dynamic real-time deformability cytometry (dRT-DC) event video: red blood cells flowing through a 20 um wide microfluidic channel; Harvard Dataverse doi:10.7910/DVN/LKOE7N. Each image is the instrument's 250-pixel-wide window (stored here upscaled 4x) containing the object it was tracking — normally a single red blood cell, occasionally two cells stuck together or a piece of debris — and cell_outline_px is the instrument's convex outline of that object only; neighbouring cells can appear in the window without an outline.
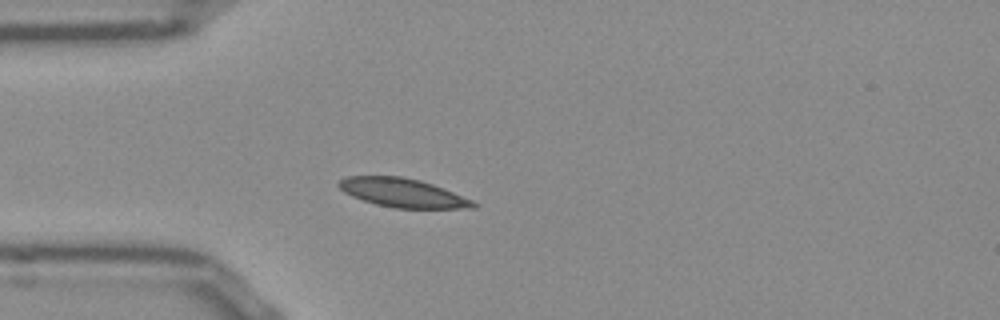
{"species": "Egyptian fruit bat (a non-hibernating species)", "species_latin": "Rousettus aegyptiacus", "temperature_condition": "room temperature", "stored_images_in_passage": 49, "camera_frame_rate_fps": 3000, "um_per_image_px": 0.085, "frame": {"image": 1, "passage_image": 11, "time_ms": 3.333, "image_size_px": [1000, 320], "cell_outline_px": [[480, 204], [476, 208], [392, 208], [376, 204], [352, 196], [344, 192], [336, 184], [344, 176], [400, 176], [420, 180], [432, 184], [472, 200]], "centroid_in_image_um": [34.22, 16.39], "position_along_channel_um": 50.8, "area_um2": 22.48}}
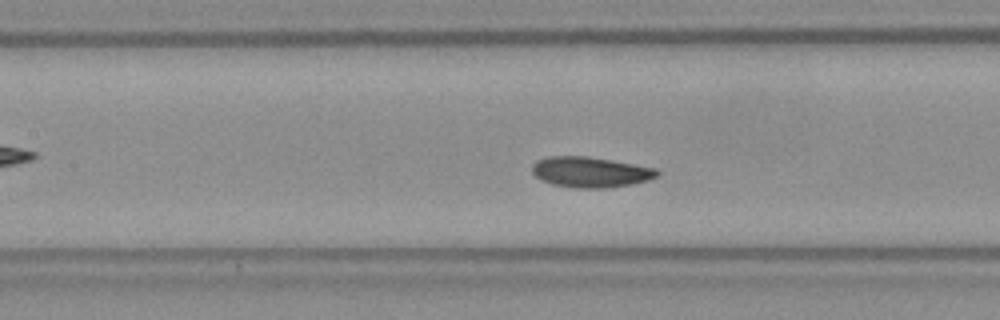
{"frame": {"image": 2, "passage_image": 20, "time_ms": 6.333, "image_size_px": [1000, 320], "cell_outline_px": [[660, 172], [656, 176], [648, 180], [632, 184], [608, 188], [576, 188], [552, 184], [540, 180], [532, 172], [532, 164], [536, 160], [548, 156], [588, 156], [656, 168]], "centroid_in_image_um": [50.16, 14.62], "position_along_channel_um": 157.2, "area_um2": 22.31}}
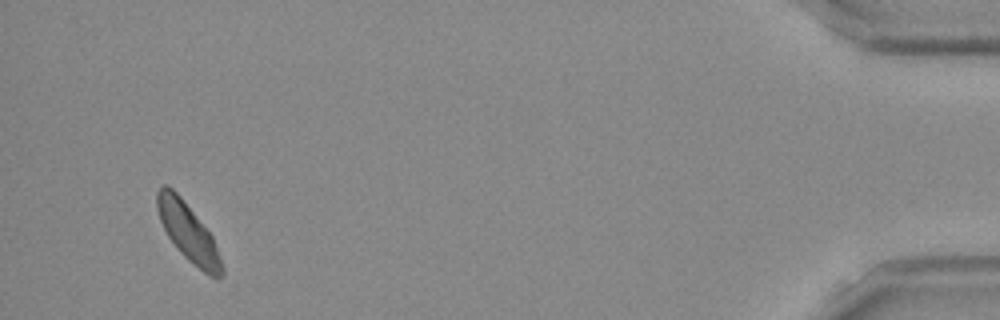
{"frame": {"image": 3, "passage_image": 47, "time_ms": 15.333, "image_size_px": [1000, 320], "cell_outline_px": [[224, 272], [220, 276], [208, 276], [188, 260], [180, 252], [168, 236], [160, 220], [156, 208], [156, 192], [160, 184], [168, 184], [180, 196], [212, 236], [224, 268]], "centroid_in_image_um": [15.95, 19.71], "position_along_channel_um": 419.2, "area_um2": 21.56}, "authors_computed_cell_mechanics": {"area_um2": 21.7328, "velocity_mm_per_s": 3.8085, "shape_relaxation_time_tau1_ms": 2.3268, "shape_relaxation_time_tau2_ms": null, "deformation_change_tau1": 0.0676, "deformation_change_tau2": null}}